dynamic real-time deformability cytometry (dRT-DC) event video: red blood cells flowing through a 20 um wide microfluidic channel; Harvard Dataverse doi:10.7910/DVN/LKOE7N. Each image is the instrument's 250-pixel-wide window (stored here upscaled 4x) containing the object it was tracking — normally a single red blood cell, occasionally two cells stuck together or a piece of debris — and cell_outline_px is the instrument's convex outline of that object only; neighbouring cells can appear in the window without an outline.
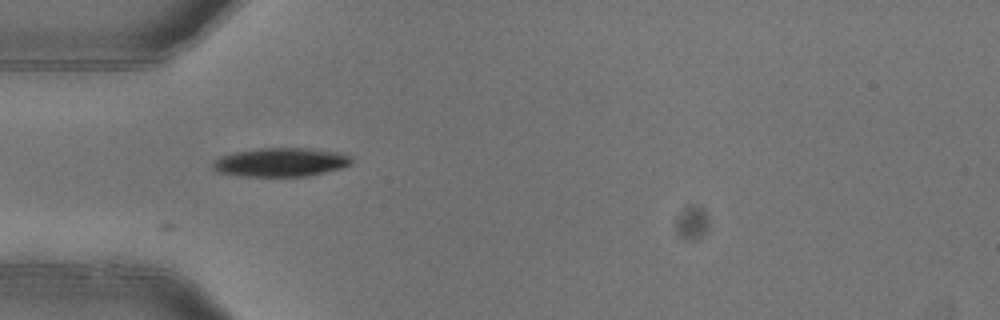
{"species": "common noctule bat (a hibernating species)", "species_latin": "Nyctalus noctula", "temperature_condition": "warm", "stored_images_in_passage": 8, "camera_frame_rate_fps": 3000, "um_per_image_px": 0.085, "animal": {"sex": "female"}, "frame": {"image": 1, "passage_image": 6, "time_ms": 1.667, "image_size_px": [1000, 320], "cell_outline_px": [[352, 164], [344, 168], [308, 176], [240, 176], [216, 172], [212, 168], [212, 164], [220, 156], [236, 152], [260, 148], [304, 148], [340, 152], [352, 156]], "centroid_in_image_um": [23.9, 13.79], "position_along_channel_um": 61.1, "area_um2": 23.41}}